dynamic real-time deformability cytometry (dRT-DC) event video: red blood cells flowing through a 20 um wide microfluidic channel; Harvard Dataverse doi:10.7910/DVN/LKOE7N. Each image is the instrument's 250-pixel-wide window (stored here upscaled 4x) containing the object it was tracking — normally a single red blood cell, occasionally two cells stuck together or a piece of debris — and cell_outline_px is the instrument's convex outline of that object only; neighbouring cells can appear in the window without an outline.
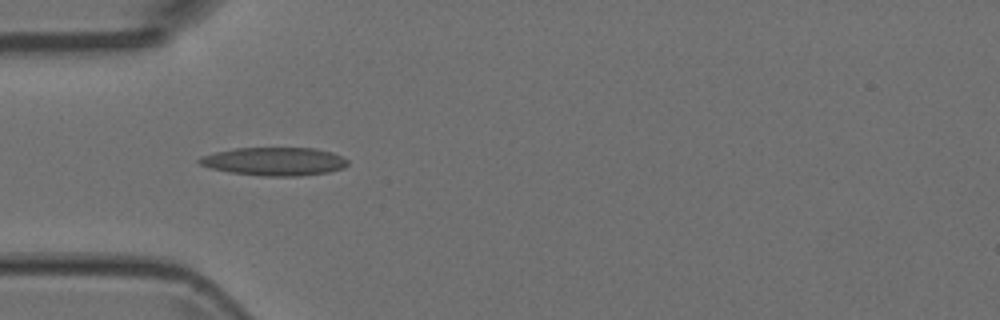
{"species": "Egyptian fruit bat (a non-hibernating species)", "species_latin": "Rousettus aegyptiacus", "temperature_condition": "room temperature", "stored_images_in_passage": 6, "camera_frame_rate_fps": 3000, "um_per_image_px": 0.085, "animal": {"sex": "female"}, "frame": {"image": 1, "passage_image": 3, "time_ms": 0.667, "image_size_px": [1000, 320], "cell_outline_px": [[348, 164], [344, 168], [328, 172], [300, 176], [260, 176], [228, 172], [208, 168], [200, 164], [196, 160], [200, 156], [232, 148], [316, 148], [332, 152], [348, 160]], "centroid_in_image_um": [23.29, 13.72], "position_along_channel_um": 61.7, "area_um2": 24.68}}
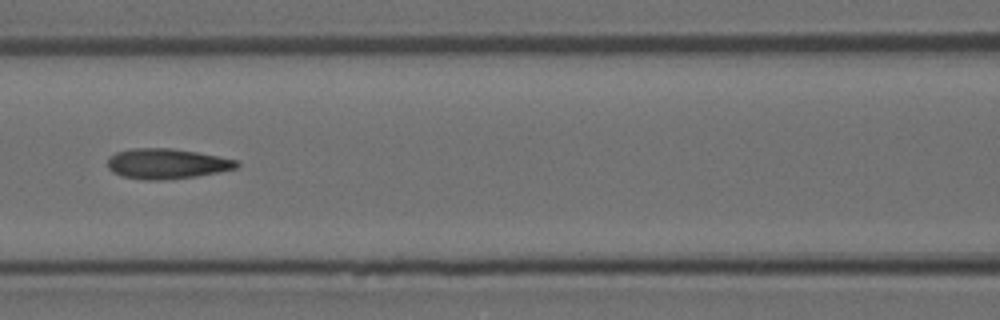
{"frame": {"image": 2, "passage_image": 5, "time_ms": 1.333, "image_size_px": [1000, 320], "cell_outline_px": [[240, 164], [236, 168], [196, 176], [160, 180], [144, 180], [120, 176], [112, 172], [108, 168], [108, 156], [116, 152], [132, 148], [172, 148], [196, 152], [240, 160]], "centroid_in_image_um": [14.14, 13.91], "position_along_channel_um": 152.5, "area_um2": 22.83}}
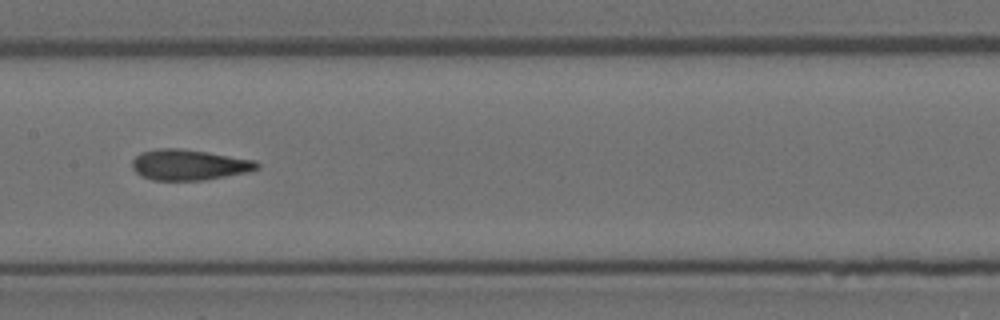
{"frame": {"image": 3, "passage_image": 6, "time_ms": 1.667, "image_size_px": [1000, 320], "cell_outline_px": [[260, 164], [256, 168], [248, 172], [204, 180], [152, 180], [140, 176], [132, 168], [132, 160], [140, 152], [156, 148], [180, 148], [208, 152], [256, 160]], "centroid_in_image_um": [16.03, 14.0], "position_along_channel_um": 191.4, "area_um2": 22.43}}